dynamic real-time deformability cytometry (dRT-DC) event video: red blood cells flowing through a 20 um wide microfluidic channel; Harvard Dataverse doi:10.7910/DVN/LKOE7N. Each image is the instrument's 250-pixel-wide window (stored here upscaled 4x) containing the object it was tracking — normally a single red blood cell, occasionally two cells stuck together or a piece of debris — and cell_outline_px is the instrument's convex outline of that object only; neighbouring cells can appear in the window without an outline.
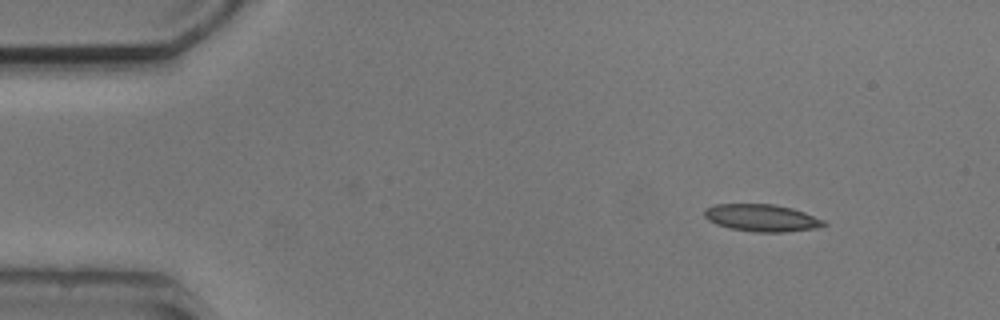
{"species": "common noctule bat (a hibernating species)", "species_latin": "Nyctalus noctula", "temperature_condition": "cold", "stored_images_in_passage": 2, "camera_frame_rate_fps": 3000, "um_per_image_px": 0.085, "animal": {"sex": "male", "body_mass_g": 20.5, "forearm_length_mm": 52.5}, "frame": {"image": 1, "passage_image": 1, "time_ms": 0.0, "image_size_px": [1000, 320], "cell_outline_px": [[828, 224], [816, 228], [784, 232], [756, 232], [728, 228], [716, 224], [708, 220], [704, 216], [704, 208], [716, 204], [776, 204], [792, 208], [804, 212], [824, 220]], "centroid_in_image_um": [64.73, 18.51], "position_along_channel_um": 20.3, "area_um2": 19.02}}